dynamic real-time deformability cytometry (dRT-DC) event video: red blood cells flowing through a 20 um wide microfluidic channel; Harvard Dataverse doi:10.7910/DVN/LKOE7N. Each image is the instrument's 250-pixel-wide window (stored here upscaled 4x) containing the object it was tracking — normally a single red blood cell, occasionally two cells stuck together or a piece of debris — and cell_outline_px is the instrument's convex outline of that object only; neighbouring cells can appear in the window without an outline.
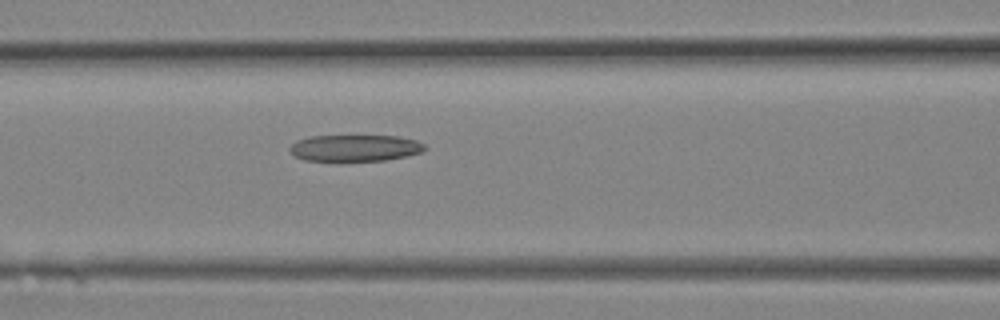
{"species": "Egyptian fruit bat (a non-hibernating species)", "species_latin": "Rousettus aegyptiacus", "temperature_condition": "room temperature", "stored_images_in_passage": 7, "segment_of_instrument_passage": [1, 2], "camera_frame_rate_fps": 3000, "um_per_image_px": 0.085, "animal": {"sex": "female"}, "frame": {"image": 1, "passage_image": 6, "time_ms": 1.667, "image_size_px": [1000, 320], "cell_outline_px": [[428, 148], [420, 152], [408, 156], [384, 160], [340, 164], [304, 160], [296, 156], [288, 148], [296, 140], [308, 136], [396, 136], [416, 140], [424, 144]], "centroid_in_image_um": [30.13, 12.63], "position_along_channel_um": 136.5, "area_um2": 21.85}}